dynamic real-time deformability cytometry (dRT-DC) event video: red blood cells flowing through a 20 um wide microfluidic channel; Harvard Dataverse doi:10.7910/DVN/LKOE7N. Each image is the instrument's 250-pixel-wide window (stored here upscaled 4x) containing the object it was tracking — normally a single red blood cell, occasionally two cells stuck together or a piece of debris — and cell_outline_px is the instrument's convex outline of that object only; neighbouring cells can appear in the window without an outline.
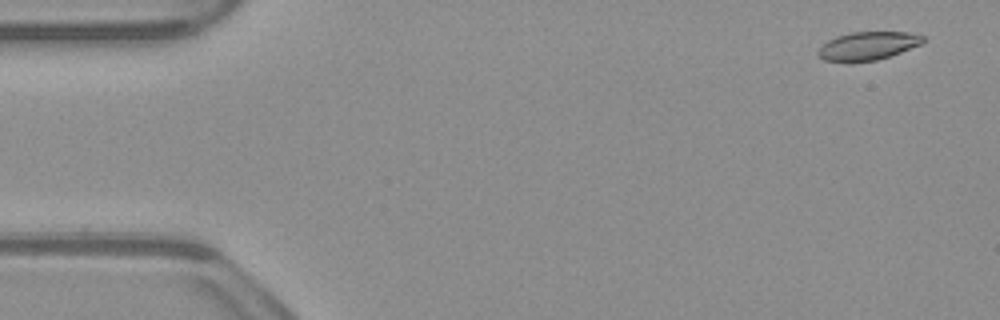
{"species": "common noctule bat (a hibernating species)", "species_latin": "Nyctalus noctula", "temperature_condition": "warm", "stored_images_in_passage": 52, "camera_frame_rate_fps": 3000, "um_per_image_px": 0.085, "animal": {"sex": "male", "body_mass_g": 23.1, "forearm_length_mm": 52.7}, "frame": {"image": 1, "passage_image": 2, "time_ms": 0.333, "image_size_px": [1000, 320], "cell_outline_px": [[928, 40], [920, 44], [900, 52], [876, 60], [848, 64], [824, 60], [816, 56], [816, 52], [828, 40], [836, 36], [852, 32], [908, 32], [924, 36]], "centroid_in_image_um": [73.71, 3.92], "position_along_channel_um": 11.3, "area_um2": 17.63}}
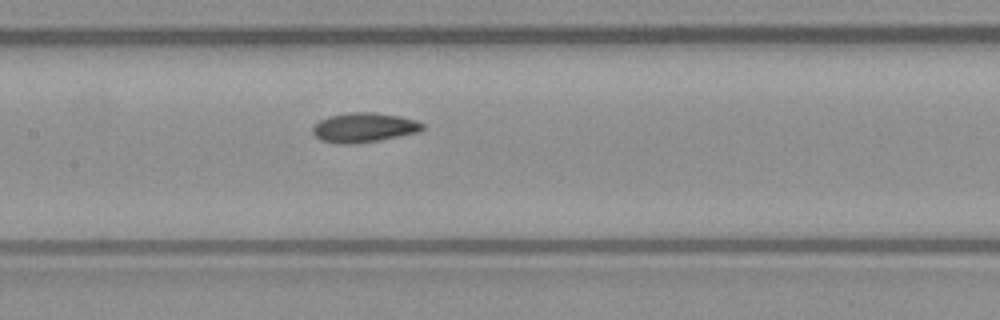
{"frame": {"image": 2, "passage_image": 24, "time_ms": 7.667, "image_size_px": [1000, 320], "cell_outline_px": [[424, 128], [420, 132], [380, 140], [356, 144], [336, 144], [320, 140], [312, 132], [312, 128], [320, 120], [328, 116], [352, 112], [372, 112], [400, 116], [416, 120], [424, 124]], "centroid_in_image_um": [30.94, 10.85], "position_along_channel_um": 176.5, "area_um2": 19.07}}
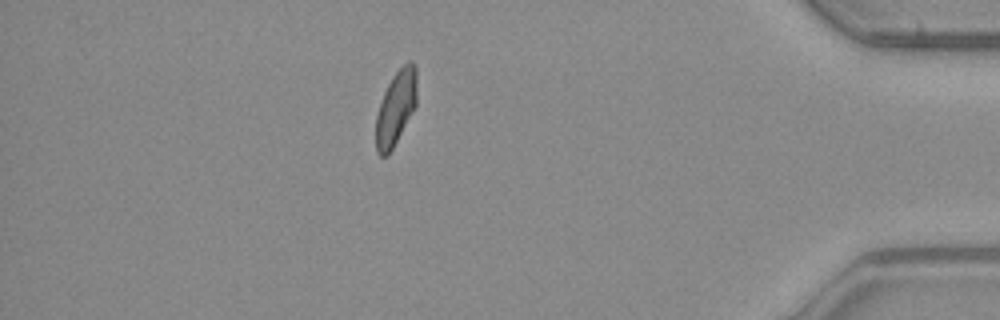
{"frame": {"image": 3, "passage_image": 45, "time_ms": 14.667, "image_size_px": [1000, 320], "cell_outline_px": [[416, 104], [388, 156], [380, 156], [376, 152], [376, 116], [384, 92], [392, 76], [408, 60], [412, 60], [416, 64]], "centroid_in_image_um": [33.64, 9.14], "position_along_channel_um": 401.6, "area_um2": 17.51}, "authors_computed_cell_mechanics": {"area_um2": 18.1492, "velocity_mm_per_s": 3.921, "shape_relaxation_time_tau1_ms": 7.2787, "shape_relaxation_time_tau2_ms": 2.4561, "deformation_change_tau1": 0.1864, "deformation_change_tau2": 0.0804}}